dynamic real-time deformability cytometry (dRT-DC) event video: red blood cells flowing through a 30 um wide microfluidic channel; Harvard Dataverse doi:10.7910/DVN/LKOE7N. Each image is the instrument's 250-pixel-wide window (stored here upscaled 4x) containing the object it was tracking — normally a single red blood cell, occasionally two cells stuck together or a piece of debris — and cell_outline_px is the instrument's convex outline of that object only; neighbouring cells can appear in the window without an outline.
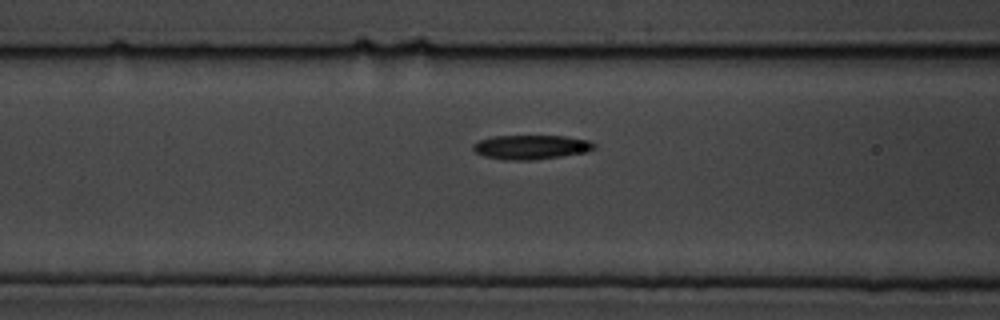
{"species": "common noctule bat (a hibernating species)", "species_latin": "Nyctalus noctula", "temperature_condition": "cold", "stored_images_in_passage": 18, "camera_frame_rate_fps": 3000, "um_per_image_px": 0.085, "animal": {"sex": "male", "body_mass_g": 19.5, "forearm_length_mm": 54.6}, "frame": {"image": 1, "passage_image": 16, "time_ms": 5.0, "image_size_px": [1000, 320], "cell_outline_px": [[596, 148], [588, 152], [532, 160], [504, 160], [484, 156], [476, 152], [472, 148], [472, 144], [480, 140], [492, 136], [564, 136], [588, 140], [596, 144]], "centroid_in_image_um": [45.15, 12.5], "position_along_channel_um": 121.5, "area_um2": 17.17}}